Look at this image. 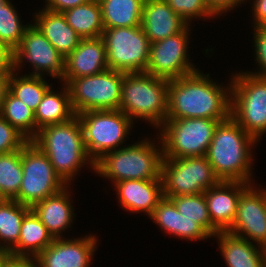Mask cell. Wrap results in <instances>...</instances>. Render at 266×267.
I'll use <instances>...</instances> for the list:
<instances>
[{
    "mask_svg": "<svg viewBox=\"0 0 266 267\" xmlns=\"http://www.w3.org/2000/svg\"><path fill=\"white\" fill-rule=\"evenodd\" d=\"M204 73L199 69L169 81L166 119L225 121L231 116V74L225 84L219 83L210 73Z\"/></svg>",
    "mask_w": 266,
    "mask_h": 267,
    "instance_id": "cell-1",
    "label": "cell"
},
{
    "mask_svg": "<svg viewBox=\"0 0 266 267\" xmlns=\"http://www.w3.org/2000/svg\"><path fill=\"white\" fill-rule=\"evenodd\" d=\"M256 145L259 142L230 116L217 126L206 158L220 180L257 183L253 179Z\"/></svg>",
    "mask_w": 266,
    "mask_h": 267,
    "instance_id": "cell-2",
    "label": "cell"
},
{
    "mask_svg": "<svg viewBox=\"0 0 266 267\" xmlns=\"http://www.w3.org/2000/svg\"><path fill=\"white\" fill-rule=\"evenodd\" d=\"M49 158L56 174L66 185H72L87 167L94 172V161L88 156L78 116L38 130L31 140ZM83 169V170H82Z\"/></svg>",
    "mask_w": 266,
    "mask_h": 267,
    "instance_id": "cell-3",
    "label": "cell"
},
{
    "mask_svg": "<svg viewBox=\"0 0 266 267\" xmlns=\"http://www.w3.org/2000/svg\"><path fill=\"white\" fill-rule=\"evenodd\" d=\"M154 134L104 153L94 162L95 175L108 179L111 185L122 180L161 179L163 148L159 135Z\"/></svg>",
    "mask_w": 266,
    "mask_h": 267,
    "instance_id": "cell-4",
    "label": "cell"
},
{
    "mask_svg": "<svg viewBox=\"0 0 266 267\" xmlns=\"http://www.w3.org/2000/svg\"><path fill=\"white\" fill-rule=\"evenodd\" d=\"M169 81L146 72L124 73L119 110L156 131L166 121Z\"/></svg>",
    "mask_w": 266,
    "mask_h": 267,
    "instance_id": "cell-5",
    "label": "cell"
},
{
    "mask_svg": "<svg viewBox=\"0 0 266 267\" xmlns=\"http://www.w3.org/2000/svg\"><path fill=\"white\" fill-rule=\"evenodd\" d=\"M231 117L254 139L266 135V77L231 73Z\"/></svg>",
    "mask_w": 266,
    "mask_h": 267,
    "instance_id": "cell-6",
    "label": "cell"
},
{
    "mask_svg": "<svg viewBox=\"0 0 266 267\" xmlns=\"http://www.w3.org/2000/svg\"><path fill=\"white\" fill-rule=\"evenodd\" d=\"M77 116L82 126L86 152L94 162L104 153L126 146L129 135L135 132L132 129L136 124L119 109L91 110Z\"/></svg>",
    "mask_w": 266,
    "mask_h": 267,
    "instance_id": "cell-7",
    "label": "cell"
},
{
    "mask_svg": "<svg viewBox=\"0 0 266 267\" xmlns=\"http://www.w3.org/2000/svg\"><path fill=\"white\" fill-rule=\"evenodd\" d=\"M220 122L222 120L208 118L166 119L157 130L163 158L206 156Z\"/></svg>",
    "mask_w": 266,
    "mask_h": 267,
    "instance_id": "cell-8",
    "label": "cell"
},
{
    "mask_svg": "<svg viewBox=\"0 0 266 267\" xmlns=\"http://www.w3.org/2000/svg\"><path fill=\"white\" fill-rule=\"evenodd\" d=\"M123 78V72L107 69L71 79L66 85L76 115L91 110H118Z\"/></svg>",
    "mask_w": 266,
    "mask_h": 267,
    "instance_id": "cell-9",
    "label": "cell"
},
{
    "mask_svg": "<svg viewBox=\"0 0 266 267\" xmlns=\"http://www.w3.org/2000/svg\"><path fill=\"white\" fill-rule=\"evenodd\" d=\"M161 180L164 197L200 194L220 181L206 156L163 158Z\"/></svg>",
    "mask_w": 266,
    "mask_h": 267,
    "instance_id": "cell-10",
    "label": "cell"
},
{
    "mask_svg": "<svg viewBox=\"0 0 266 267\" xmlns=\"http://www.w3.org/2000/svg\"><path fill=\"white\" fill-rule=\"evenodd\" d=\"M21 164L22 183L15 199L21 205L32 208L67 186L56 174L46 154L31 141L21 149Z\"/></svg>",
    "mask_w": 266,
    "mask_h": 267,
    "instance_id": "cell-11",
    "label": "cell"
},
{
    "mask_svg": "<svg viewBox=\"0 0 266 267\" xmlns=\"http://www.w3.org/2000/svg\"><path fill=\"white\" fill-rule=\"evenodd\" d=\"M108 69L123 73L146 71L150 41L140 26L104 29Z\"/></svg>",
    "mask_w": 266,
    "mask_h": 267,
    "instance_id": "cell-12",
    "label": "cell"
},
{
    "mask_svg": "<svg viewBox=\"0 0 266 267\" xmlns=\"http://www.w3.org/2000/svg\"><path fill=\"white\" fill-rule=\"evenodd\" d=\"M12 56L15 71L23 73V68L30 66V72L25 71V74L48 76L61 82L65 72V58L33 22L26 28L22 41Z\"/></svg>",
    "mask_w": 266,
    "mask_h": 267,
    "instance_id": "cell-13",
    "label": "cell"
},
{
    "mask_svg": "<svg viewBox=\"0 0 266 267\" xmlns=\"http://www.w3.org/2000/svg\"><path fill=\"white\" fill-rule=\"evenodd\" d=\"M192 26L179 34L150 44L146 73L165 80H174L200 69L189 55ZM190 56V57H189Z\"/></svg>",
    "mask_w": 266,
    "mask_h": 267,
    "instance_id": "cell-14",
    "label": "cell"
},
{
    "mask_svg": "<svg viewBox=\"0 0 266 267\" xmlns=\"http://www.w3.org/2000/svg\"><path fill=\"white\" fill-rule=\"evenodd\" d=\"M258 184H250L241 193L235 220L227 232L264 248L266 247V186Z\"/></svg>",
    "mask_w": 266,
    "mask_h": 267,
    "instance_id": "cell-15",
    "label": "cell"
},
{
    "mask_svg": "<svg viewBox=\"0 0 266 267\" xmlns=\"http://www.w3.org/2000/svg\"><path fill=\"white\" fill-rule=\"evenodd\" d=\"M75 237V238H74ZM55 238L35 259L36 267H90L100 246L97 234Z\"/></svg>",
    "mask_w": 266,
    "mask_h": 267,
    "instance_id": "cell-16",
    "label": "cell"
},
{
    "mask_svg": "<svg viewBox=\"0 0 266 267\" xmlns=\"http://www.w3.org/2000/svg\"><path fill=\"white\" fill-rule=\"evenodd\" d=\"M111 187L118 199L117 204L127 210V214L143 213L149 217L164 198L161 179L122 180Z\"/></svg>",
    "mask_w": 266,
    "mask_h": 267,
    "instance_id": "cell-17",
    "label": "cell"
},
{
    "mask_svg": "<svg viewBox=\"0 0 266 267\" xmlns=\"http://www.w3.org/2000/svg\"><path fill=\"white\" fill-rule=\"evenodd\" d=\"M72 185H67L54 195L40 200L31 209L40 218L53 238H65L66 231H71L76 212Z\"/></svg>",
    "mask_w": 266,
    "mask_h": 267,
    "instance_id": "cell-18",
    "label": "cell"
},
{
    "mask_svg": "<svg viewBox=\"0 0 266 267\" xmlns=\"http://www.w3.org/2000/svg\"><path fill=\"white\" fill-rule=\"evenodd\" d=\"M249 185L241 181L220 180L204 192L211 223L219 231H227L232 226L239 197Z\"/></svg>",
    "mask_w": 266,
    "mask_h": 267,
    "instance_id": "cell-19",
    "label": "cell"
},
{
    "mask_svg": "<svg viewBox=\"0 0 266 267\" xmlns=\"http://www.w3.org/2000/svg\"><path fill=\"white\" fill-rule=\"evenodd\" d=\"M108 69L103 39H81L75 50L65 58V72L60 83L71 79L91 76Z\"/></svg>",
    "mask_w": 266,
    "mask_h": 267,
    "instance_id": "cell-20",
    "label": "cell"
},
{
    "mask_svg": "<svg viewBox=\"0 0 266 267\" xmlns=\"http://www.w3.org/2000/svg\"><path fill=\"white\" fill-rule=\"evenodd\" d=\"M188 26L164 0H144L141 27L150 43L179 34Z\"/></svg>",
    "mask_w": 266,
    "mask_h": 267,
    "instance_id": "cell-21",
    "label": "cell"
},
{
    "mask_svg": "<svg viewBox=\"0 0 266 267\" xmlns=\"http://www.w3.org/2000/svg\"><path fill=\"white\" fill-rule=\"evenodd\" d=\"M31 17V21L64 58L75 50L82 39L66 22L62 12L39 8Z\"/></svg>",
    "mask_w": 266,
    "mask_h": 267,
    "instance_id": "cell-22",
    "label": "cell"
},
{
    "mask_svg": "<svg viewBox=\"0 0 266 267\" xmlns=\"http://www.w3.org/2000/svg\"><path fill=\"white\" fill-rule=\"evenodd\" d=\"M227 267H265L264 248L227 231L214 236Z\"/></svg>",
    "mask_w": 266,
    "mask_h": 267,
    "instance_id": "cell-23",
    "label": "cell"
},
{
    "mask_svg": "<svg viewBox=\"0 0 266 267\" xmlns=\"http://www.w3.org/2000/svg\"><path fill=\"white\" fill-rule=\"evenodd\" d=\"M53 240V236L31 209L22 220L18 243L7 254L35 259Z\"/></svg>",
    "mask_w": 266,
    "mask_h": 267,
    "instance_id": "cell-24",
    "label": "cell"
},
{
    "mask_svg": "<svg viewBox=\"0 0 266 267\" xmlns=\"http://www.w3.org/2000/svg\"><path fill=\"white\" fill-rule=\"evenodd\" d=\"M58 85L61 89L56 88L59 90H55L52 86L45 93L34 112L36 128L38 130L48 125L67 122L76 116L67 85L64 83Z\"/></svg>",
    "mask_w": 266,
    "mask_h": 267,
    "instance_id": "cell-25",
    "label": "cell"
},
{
    "mask_svg": "<svg viewBox=\"0 0 266 267\" xmlns=\"http://www.w3.org/2000/svg\"><path fill=\"white\" fill-rule=\"evenodd\" d=\"M66 22L82 38H100L104 32L101 6L98 0L67 9L62 12Z\"/></svg>",
    "mask_w": 266,
    "mask_h": 267,
    "instance_id": "cell-26",
    "label": "cell"
},
{
    "mask_svg": "<svg viewBox=\"0 0 266 267\" xmlns=\"http://www.w3.org/2000/svg\"><path fill=\"white\" fill-rule=\"evenodd\" d=\"M104 29L140 26L144 0H98Z\"/></svg>",
    "mask_w": 266,
    "mask_h": 267,
    "instance_id": "cell-27",
    "label": "cell"
},
{
    "mask_svg": "<svg viewBox=\"0 0 266 267\" xmlns=\"http://www.w3.org/2000/svg\"><path fill=\"white\" fill-rule=\"evenodd\" d=\"M46 78L23 74L12 69L9 75L8 91L35 112L45 93L53 85L52 82H47L50 79L46 80Z\"/></svg>",
    "mask_w": 266,
    "mask_h": 267,
    "instance_id": "cell-28",
    "label": "cell"
},
{
    "mask_svg": "<svg viewBox=\"0 0 266 267\" xmlns=\"http://www.w3.org/2000/svg\"><path fill=\"white\" fill-rule=\"evenodd\" d=\"M31 207L21 205L15 200L0 201V251L8 253L20 237V228L24 216Z\"/></svg>",
    "mask_w": 266,
    "mask_h": 267,
    "instance_id": "cell-29",
    "label": "cell"
},
{
    "mask_svg": "<svg viewBox=\"0 0 266 267\" xmlns=\"http://www.w3.org/2000/svg\"><path fill=\"white\" fill-rule=\"evenodd\" d=\"M0 116L31 141L38 132L34 111L25 103L6 92L0 108Z\"/></svg>",
    "mask_w": 266,
    "mask_h": 267,
    "instance_id": "cell-30",
    "label": "cell"
},
{
    "mask_svg": "<svg viewBox=\"0 0 266 267\" xmlns=\"http://www.w3.org/2000/svg\"><path fill=\"white\" fill-rule=\"evenodd\" d=\"M13 3V0H8L0 9V41L12 53L19 47L26 28L32 22L25 23L21 20L18 7Z\"/></svg>",
    "mask_w": 266,
    "mask_h": 267,
    "instance_id": "cell-31",
    "label": "cell"
},
{
    "mask_svg": "<svg viewBox=\"0 0 266 267\" xmlns=\"http://www.w3.org/2000/svg\"><path fill=\"white\" fill-rule=\"evenodd\" d=\"M169 198L177 210L189 220L198 223L212 238L219 230L211 223L204 192L200 194L180 195Z\"/></svg>",
    "mask_w": 266,
    "mask_h": 267,
    "instance_id": "cell-32",
    "label": "cell"
},
{
    "mask_svg": "<svg viewBox=\"0 0 266 267\" xmlns=\"http://www.w3.org/2000/svg\"><path fill=\"white\" fill-rule=\"evenodd\" d=\"M21 150L0 154V195L15 200L22 183Z\"/></svg>",
    "mask_w": 266,
    "mask_h": 267,
    "instance_id": "cell-33",
    "label": "cell"
},
{
    "mask_svg": "<svg viewBox=\"0 0 266 267\" xmlns=\"http://www.w3.org/2000/svg\"><path fill=\"white\" fill-rule=\"evenodd\" d=\"M188 25L200 19L213 21L216 17L209 11L204 0H164ZM199 18V19H198Z\"/></svg>",
    "mask_w": 266,
    "mask_h": 267,
    "instance_id": "cell-34",
    "label": "cell"
},
{
    "mask_svg": "<svg viewBox=\"0 0 266 267\" xmlns=\"http://www.w3.org/2000/svg\"><path fill=\"white\" fill-rule=\"evenodd\" d=\"M148 218L167 236L177 237L178 210L169 198L164 197Z\"/></svg>",
    "mask_w": 266,
    "mask_h": 267,
    "instance_id": "cell-35",
    "label": "cell"
},
{
    "mask_svg": "<svg viewBox=\"0 0 266 267\" xmlns=\"http://www.w3.org/2000/svg\"><path fill=\"white\" fill-rule=\"evenodd\" d=\"M252 39V49L254 53V63L257 68L253 70H243L250 75L256 77H266V27H251ZM256 69V70H255Z\"/></svg>",
    "mask_w": 266,
    "mask_h": 267,
    "instance_id": "cell-36",
    "label": "cell"
},
{
    "mask_svg": "<svg viewBox=\"0 0 266 267\" xmlns=\"http://www.w3.org/2000/svg\"><path fill=\"white\" fill-rule=\"evenodd\" d=\"M29 140L0 116V154L21 150Z\"/></svg>",
    "mask_w": 266,
    "mask_h": 267,
    "instance_id": "cell-37",
    "label": "cell"
},
{
    "mask_svg": "<svg viewBox=\"0 0 266 267\" xmlns=\"http://www.w3.org/2000/svg\"><path fill=\"white\" fill-rule=\"evenodd\" d=\"M177 238L186 241H207L211 236L194 220H189L178 211Z\"/></svg>",
    "mask_w": 266,
    "mask_h": 267,
    "instance_id": "cell-38",
    "label": "cell"
},
{
    "mask_svg": "<svg viewBox=\"0 0 266 267\" xmlns=\"http://www.w3.org/2000/svg\"><path fill=\"white\" fill-rule=\"evenodd\" d=\"M204 3L216 18L220 16L224 18L228 13H232L240 6L244 7L243 5L246 4L245 0H204Z\"/></svg>",
    "mask_w": 266,
    "mask_h": 267,
    "instance_id": "cell-39",
    "label": "cell"
},
{
    "mask_svg": "<svg viewBox=\"0 0 266 267\" xmlns=\"http://www.w3.org/2000/svg\"><path fill=\"white\" fill-rule=\"evenodd\" d=\"M251 1V2H250ZM251 4L252 14L249 13L248 17H252V27H266V0H245Z\"/></svg>",
    "mask_w": 266,
    "mask_h": 267,
    "instance_id": "cell-40",
    "label": "cell"
},
{
    "mask_svg": "<svg viewBox=\"0 0 266 267\" xmlns=\"http://www.w3.org/2000/svg\"><path fill=\"white\" fill-rule=\"evenodd\" d=\"M90 0H44L43 7L55 12H63L67 9L85 4Z\"/></svg>",
    "mask_w": 266,
    "mask_h": 267,
    "instance_id": "cell-41",
    "label": "cell"
},
{
    "mask_svg": "<svg viewBox=\"0 0 266 267\" xmlns=\"http://www.w3.org/2000/svg\"><path fill=\"white\" fill-rule=\"evenodd\" d=\"M0 267H36L35 261L27 257H15L6 254L0 260Z\"/></svg>",
    "mask_w": 266,
    "mask_h": 267,
    "instance_id": "cell-42",
    "label": "cell"
},
{
    "mask_svg": "<svg viewBox=\"0 0 266 267\" xmlns=\"http://www.w3.org/2000/svg\"><path fill=\"white\" fill-rule=\"evenodd\" d=\"M13 53L0 41V73L13 69Z\"/></svg>",
    "mask_w": 266,
    "mask_h": 267,
    "instance_id": "cell-43",
    "label": "cell"
},
{
    "mask_svg": "<svg viewBox=\"0 0 266 267\" xmlns=\"http://www.w3.org/2000/svg\"><path fill=\"white\" fill-rule=\"evenodd\" d=\"M9 75L10 72L0 73V108L4 100L5 94L8 91Z\"/></svg>",
    "mask_w": 266,
    "mask_h": 267,
    "instance_id": "cell-44",
    "label": "cell"
},
{
    "mask_svg": "<svg viewBox=\"0 0 266 267\" xmlns=\"http://www.w3.org/2000/svg\"><path fill=\"white\" fill-rule=\"evenodd\" d=\"M8 0H0V9L2 8V6L7 2Z\"/></svg>",
    "mask_w": 266,
    "mask_h": 267,
    "instance_id": "cell-45",
    "label": "cell"
},
{
    "mask_svg": "<svg viewBox=\"0 0 266 267\" xmlns=\"http://www.w3.org/2000/svg\"><path fill=\"white\" fill-rule=\"evenodd\" d=\"M7 253L0 251V260L6 255Z\"/></svg>",
    "mask_w": 266,
    "mask_h": 267,
    "instance_id": "cell-46",
    "label": "cell"
},
{
    "mask_svg": "<svg viewBox=\"0 0 266 267\" xmlns=\"http://www.w3.org/2000/svg\"><path fill=\"white\" fill-rule=\"evenodd\" d=\"M264 254H265V267H266V247H264Z\"/></svg>",
    "mask_w": 266,
    "mask_h": 267,
    "instance_id": "cell-47",
    "label": "cell"
}]
</instances>
